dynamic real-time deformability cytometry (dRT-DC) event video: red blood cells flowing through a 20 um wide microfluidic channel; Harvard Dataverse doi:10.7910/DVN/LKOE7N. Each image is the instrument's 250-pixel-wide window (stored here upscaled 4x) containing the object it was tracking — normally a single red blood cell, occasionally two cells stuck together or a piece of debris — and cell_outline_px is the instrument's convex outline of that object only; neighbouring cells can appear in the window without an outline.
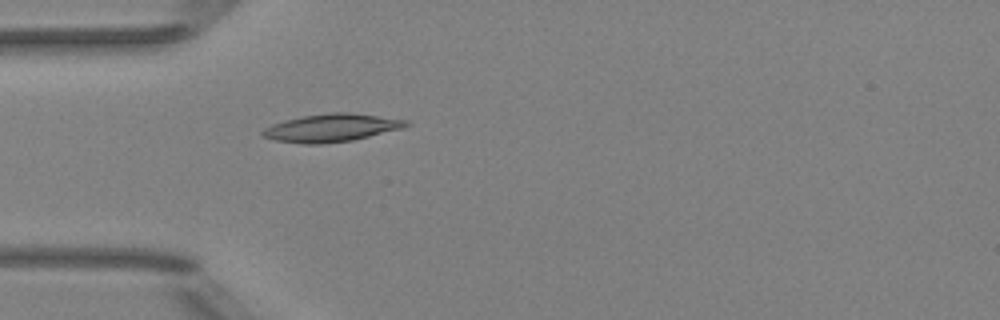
{"species": "Egyptian fruit bat (a non-hibernating species)", "species_latin": "Rousettus aegyptiacus", "temperature_condition": "room temperature", "stored_images_in_passage": 5, "camera_frame_rate_fps": 3000, "um_per_image_px": 0.085, "animal": {"sex": "female"}, "frame": {"image": 1, "passage_image": 5, "time_ms": 4.667, "image_size_px": [1000, 320], "cell_outline_px": [[412, 124], [404, 128], [352, 140], [320, 144], [304, 144], [276, 140], [260, 136], [260, 132], [264, 128], [272, 124], [284, 120], [304, 116], [332, 112], [348, 112], [408, 120]], "centroid_in_image_um": [28.17, 10.86], "position_along_channel_um": 56.8, "area_um2": 23.29}}